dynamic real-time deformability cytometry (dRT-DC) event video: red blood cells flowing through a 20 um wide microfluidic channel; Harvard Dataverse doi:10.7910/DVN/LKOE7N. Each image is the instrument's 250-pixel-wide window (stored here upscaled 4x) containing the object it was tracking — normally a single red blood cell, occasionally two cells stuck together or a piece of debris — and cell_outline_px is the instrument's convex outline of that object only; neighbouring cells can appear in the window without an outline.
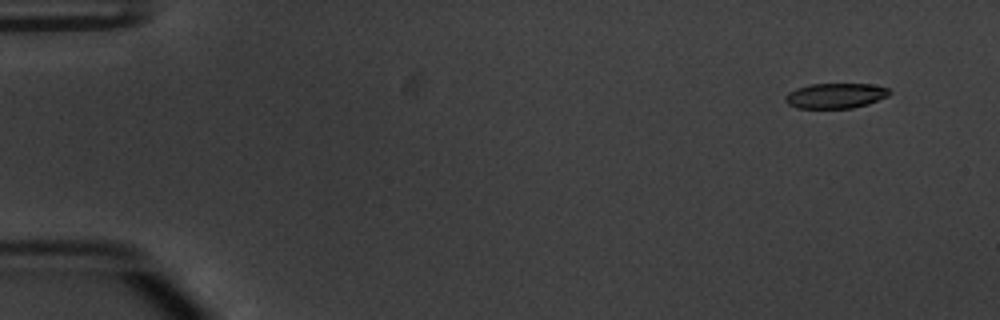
{"species": "common noctule bat (a hibernating species)", "species_latin": "Nyctalus noctula", "temperature_condition": "warm", "stored_images_in_passage": 50, "camera_frame_rate_fps": 3000, "um_per_image_px": 0.085, "animal": {"sex": "male", "body_mass_g": 20.1, "forearm_length_mm": 53.5}, "frame": {"image": 1, "passage_image": 1, "time_ms": 0.0, "image_size_px": [1000, 320], "cell_outline_px": [[892, 92], [888, 96], [868, 104], [852, 108], [796, 108], [788, 104], [784, 100], [784, 96], [788, 92], [796, 88], [808, 84], [872, 84], [888, 88]], "centroid_in_image_um": [71.0, 8.13], "position_along_channel_um": 14.0, "area_um2": 15.43}}
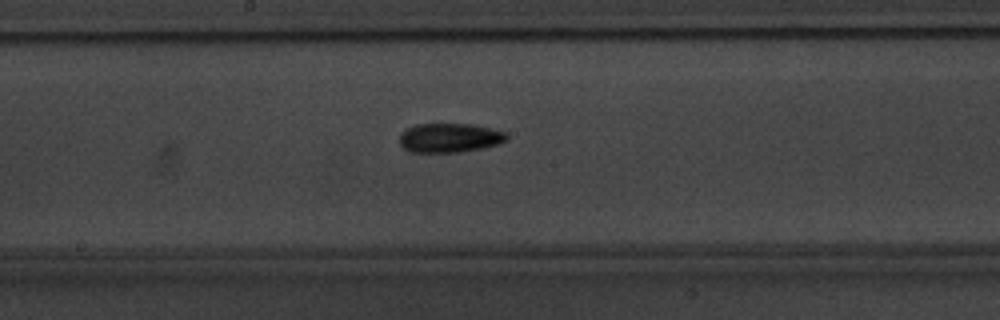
{"frame": {"image": 2, "passage_image": 26, "time_ms": 8.333, "image_size_px": [1000, 320], "cell_outline_px": [[508, 140], [500, 144], [484, 148], [460, 152], [408, 152], [400, 144], [400, 132], [404, 128], [416, 124], [472, 124], [492, 128], [504, 132], [508, 136]], "centroid_in_image_um": [38.21, 11.71], "position_along_channel_um": 210.0, "area_um2": 18.55}}
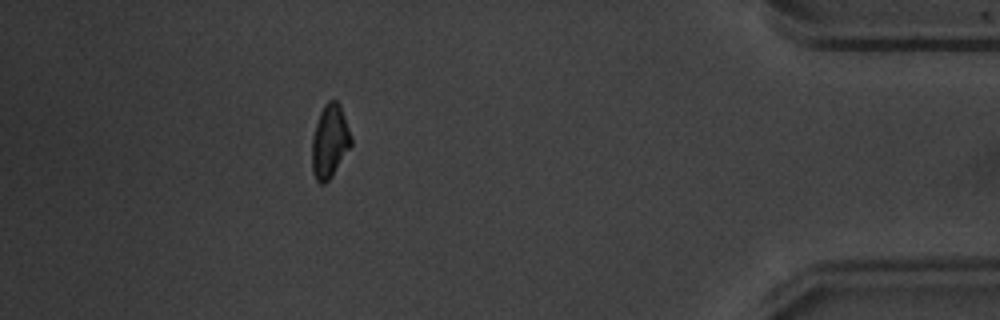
{"frame": {"image": 3, "passage_image": 45, "time_ms": 14.667, "image_size_px": [1000, 320], "cell_outline_px": [[352, 144], [332, 176], [324, 184], [320, 184], [316, 180], [312, 172], [312, 136], [320, 112], [324, 104], [328, 100], [336, 100], [340, 104], [352, 136]], "centroid_in_image_um": [28.03, 12.01], "position_along_channel_um": 407.2, "area_um2": 16.82}, "authors_computed_cell_mechanics": {"area_um2": 17.0221, "velocity_mm_per_s": 3.8309, "shape_relaxation_time_tau1_ms": 3.3831, "shape_relaxation_time_tau2_ms": null, "deformation_change_tau1": 0.1184, "deformation_change_tau2": null}}